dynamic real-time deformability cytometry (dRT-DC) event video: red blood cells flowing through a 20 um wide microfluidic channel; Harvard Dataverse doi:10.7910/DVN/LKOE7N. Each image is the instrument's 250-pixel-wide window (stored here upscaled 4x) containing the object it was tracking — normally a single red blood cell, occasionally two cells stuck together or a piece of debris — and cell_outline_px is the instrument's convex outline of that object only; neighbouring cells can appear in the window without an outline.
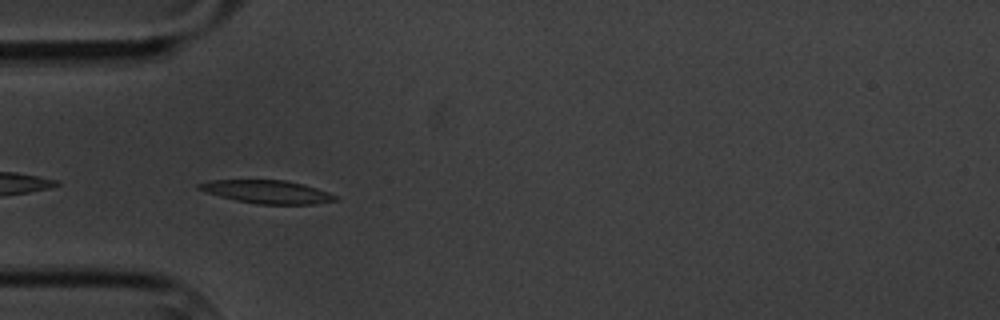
{"species": "common noctule bat (a hibernating species)", "species_latin": "Nyctalus noctula", "temperature_condition": "cold", "stored_images_in_passage": 7, "camera_frame_rate_fps": 3000, "um_per_image_px": 0.085, "animal": {"sex": "male", "body_mass_g": 20.1, "forearm_length_mm": 53.5}, "frame": {"image": 1, "passage_image": 5, "time_ms": 4.667, "image_size_px": [1000, 320], "cell_outline_px": [[340, 200], [316, 204], [256, 204], [236, 200], [204, 192], [196, 188], [196, 184], [212, 180], [284, 180], [304, 184], [328, 192], [336, 196]], "centroid_in_image_um": [22.7, 16.31], "position_along_channel_um": 62.3, "area_um2": 18.44}}
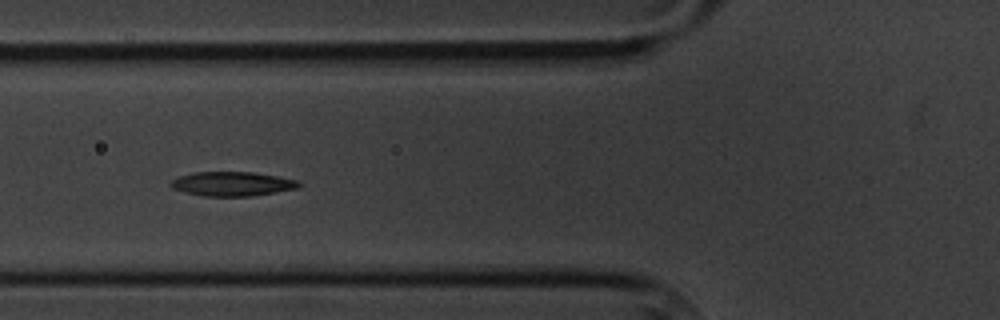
{"frame": {"image": 2, "passage_image": 6, "time_ms": 6.0, "image_size_px": [1000, 320], "cell_outline_px": [[300, 184], [296, 188], [276, 192], [252, 196], [204, 196], [184, 192], [172, 188], [168, 184], [172, 180], [180, 176], [192, 172], [252, 172], [300, 180]], "centroid_in_image_um": [19.71, 15.62], "position_along_channel_um": 106.1, "area_um2": 18.09}}
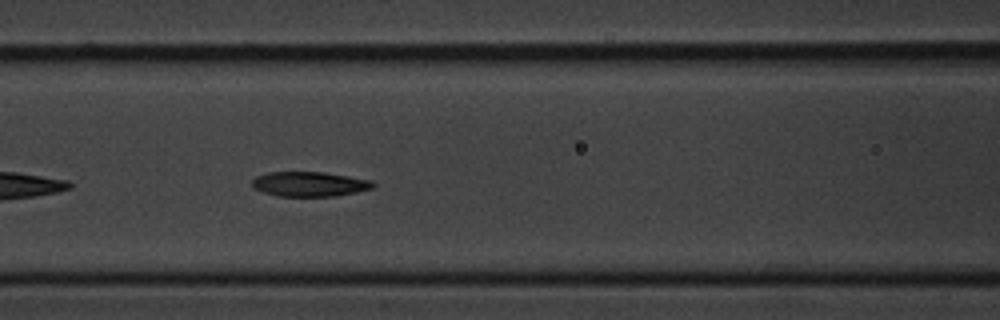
{"frame": {"image": 3, "passage_image": 7, "time_ms": 7.0, "image_size_px": [1000, 320], "cell_outline_px": [[376, 184], [372, 188], [356, 192], [336, 196], [276, 196], [252, 188], [252, 180], [256, 176], [268, 172], [324, 172], [372, 180]], "centroid_in_image_um": [26.3, 15.64], "position_along_channel_um": 140.3, "area_um2": 17.51}}